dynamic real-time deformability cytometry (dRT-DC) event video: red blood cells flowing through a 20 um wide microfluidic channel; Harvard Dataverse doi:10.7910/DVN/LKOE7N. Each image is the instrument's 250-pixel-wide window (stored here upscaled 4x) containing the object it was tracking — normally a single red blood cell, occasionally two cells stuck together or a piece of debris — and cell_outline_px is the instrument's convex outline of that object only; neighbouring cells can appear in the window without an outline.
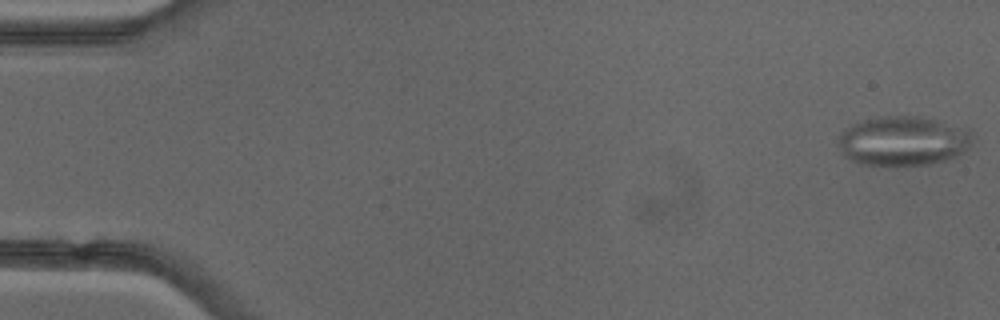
{"species": "common noctule bat (a hibernating species)", "species_latin": "Nyctalus noctula", "temperature_condition": "cold", "stored_images_in_passage": 51, "camera_frame_rate_fps": 3000, "um_per_image_px": 0.085, "animal": {"sex": "female"}, "frame": {"image": 1, "passage_image": 1, "time_ms": 0.0, "image_size_px": [1000, 320], "cell_outline_px": [[972, 144], [964, 152], [948, 160], [928, 164], [860, 164], [844, 156], [840, 144], [840, 132], [844, 128], [852, 124], [876, 116], [916, 116], [936, 120], [968, 128], [972, 136]], "centroid_in_image_um": [76.79, 11.96], "position_along_channel_um": 8.2, "area_um2": 38.49}}